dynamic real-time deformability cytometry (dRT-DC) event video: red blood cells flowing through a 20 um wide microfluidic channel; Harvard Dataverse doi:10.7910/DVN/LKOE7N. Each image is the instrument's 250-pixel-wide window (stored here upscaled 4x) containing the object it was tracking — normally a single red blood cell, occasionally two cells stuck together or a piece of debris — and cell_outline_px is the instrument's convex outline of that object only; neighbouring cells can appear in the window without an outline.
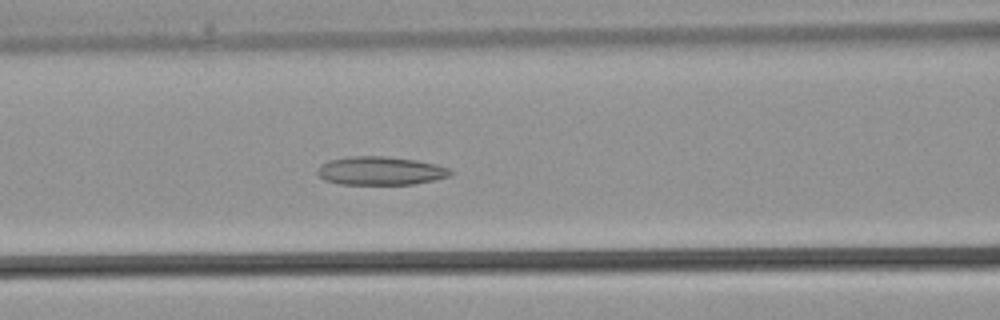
{"species": "common noctule bat (a hibernating species)", "species_latin": "Nyctalus noctula", "temperature_condition": "warm", "stored_images_in_passage": 37, "camera_frame_rate_fps": 3000, "um_per_image_px": 0.085, "animal": {"sex": "male", "body_mass_g": 21.5, "forearm_length_mm": 52.0}, "frame": {"image": 1, "passage_image": 15, "time_ms": 4.667, "image_size_px": [1000, 320], "cell_outline_px": [[452, 172], [448, 176], [432, 180], [412, 184], [340, 184], [324, 180], [316, 172], [320, 164], [328, 160], [352, 156], [384, 156], [416, 160], [436, 164], [448, 168]], "centroid_in_image_um": [32.28, 14.51], "position_along_channel_um": 134.3, "area_um2": 21.91}}
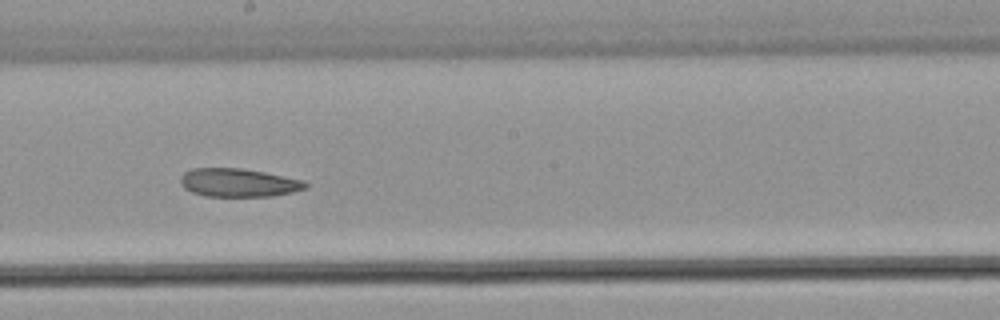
{"frame": {"image": 2, "passage_image": 20, "time_ms": 6.333, "image_size_px": [1000, 320], "cell_outline_px": [[308, 188], [292, 192], [272, 196], [204, 196], [192, 192], [184, 188], [180, 184], [180, 176], [184, 172], [192, 168], [240, 168], [264, 172], [304, 180], [308, 184]], "centroid_in_image_um": [20.26, 15.52], "position_along_channel_um": 227.9, "area_um2": 20.75}}
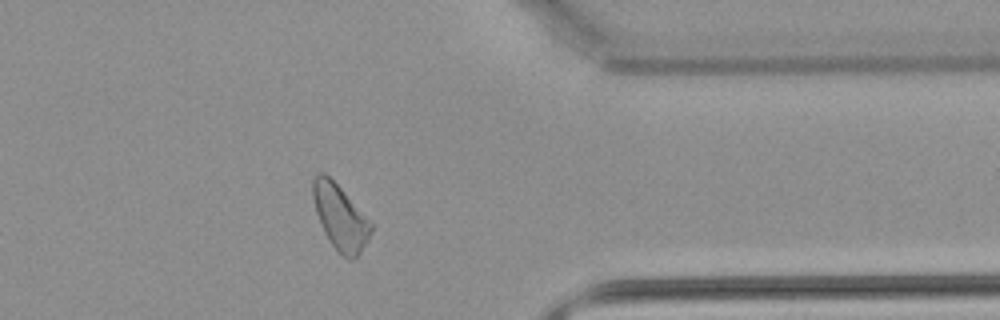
{"frame": {"image": 3, "passage_image": 29, "time_ms": 9.333, "image_size_px": [1000, 320], "cell_outline_px": [[372, 232], [368, 240], [360, 252], [352, 260], [348, 260], [328, 240], [320, 224], [316, 212], [312, 196], [312, 180], [320, 172], [324, 172], [344, 192], [372, 224]], "centroid_in_image_um": [28.89, 18.47], "position_along_channel_um": 382.5, "area_um2": 21.56}}